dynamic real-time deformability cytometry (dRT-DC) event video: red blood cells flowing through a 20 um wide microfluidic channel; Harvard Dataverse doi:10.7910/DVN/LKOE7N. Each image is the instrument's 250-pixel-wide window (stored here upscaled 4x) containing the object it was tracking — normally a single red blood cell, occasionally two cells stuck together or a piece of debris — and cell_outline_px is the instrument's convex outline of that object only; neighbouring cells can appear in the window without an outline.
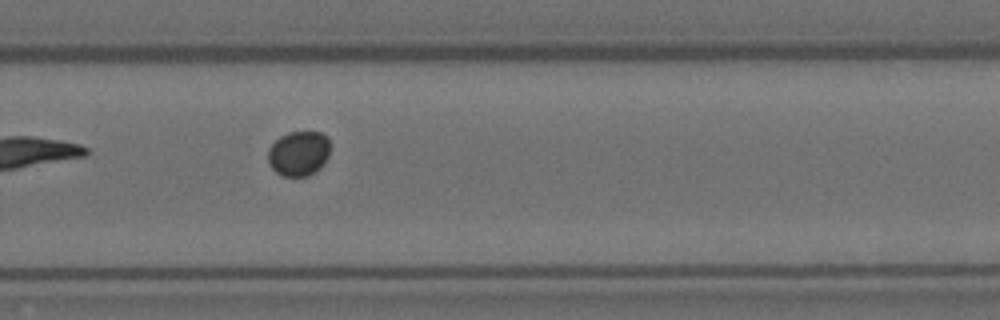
{"species": "Egyptian fruit bat (a non-hibernating species)", "species_latin": "Rousettus aegyptiacus", "temperature_condition": "room temperature", "stored_images_in_passage": 7, "camera_frame_rate_fps": 3000, "um_per_image_px": 0.085, "animal": {"sex": "female"}, "frame": {"image": 1, "passage_image": 7, "time_ms": 2.0, "image_size_px": [1000, 320], "cell_outline_px": [[328, 156], [324, 164], [316, 172], [308, 176], [284, 176], [276, 172], [268, 164], [268, 148], [280, 136], [288, 132], [320, 132], [328, 136]], "centroid_in_image_um": [25.38, 13.05], "position_along_channel_um": 304.4, "area_um2": 16.36}}